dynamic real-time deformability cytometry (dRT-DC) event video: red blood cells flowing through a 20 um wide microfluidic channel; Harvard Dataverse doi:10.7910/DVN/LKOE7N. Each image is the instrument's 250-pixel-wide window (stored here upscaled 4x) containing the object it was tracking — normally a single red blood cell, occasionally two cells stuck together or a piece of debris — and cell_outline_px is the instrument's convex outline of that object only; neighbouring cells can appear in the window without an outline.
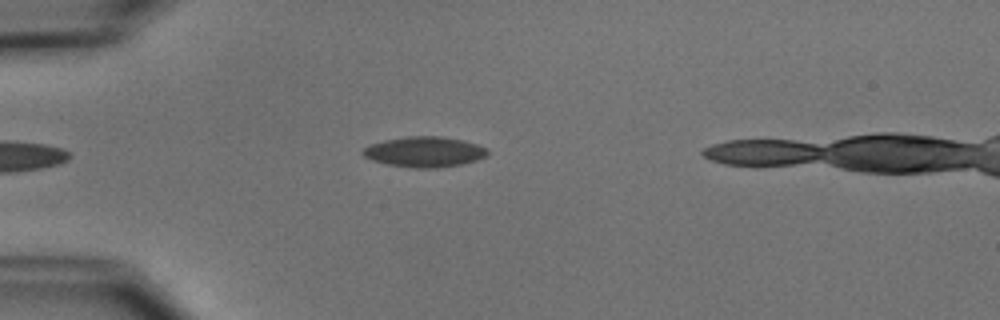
{"species": "common noctule bat (a hibernating species)", "species_latin": "Nyctalus noctula", "temperature_condition": "cold", "stored_images_in_passage": 43, "camera_frame_rate_fps": 3000, "um_per_image_px": 0.085, "animal": {"sex": "male", "body_mass_g": 15.6}, "frame": {"image": 1, "passage_image": 8, "time_ms": 2.333, "image_size_px": [1000, 320], "cell_outline_px": [[488, 156], [476, 160], [460, 164], [436, 168], [412, 168], [388, 164], [372, 160], [364, 156], [360, 152], [368, 144], [384, 140], [408, 136], [440, 136], [464, 140], [488, 148]], "centroid_in_image_um": [36.07, 12.9], "position_along_channel_um": 48.9, "area_um2": 22.2}}
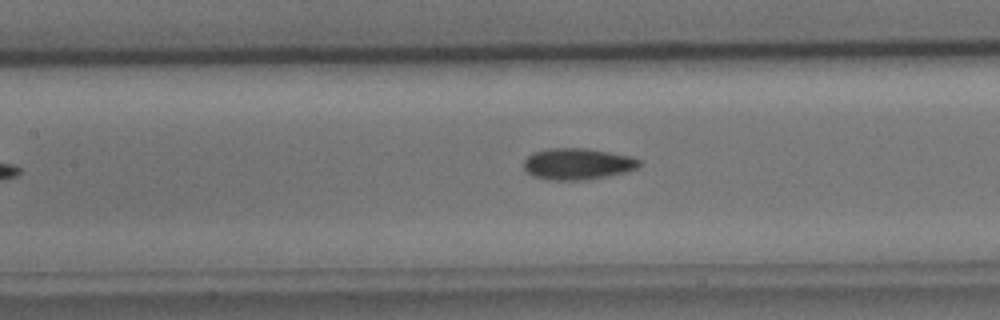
{"frame": {"image": 2, "passage_image": 18, "time_ms": 5.667, "image_size_px": [1000, 320], "cell_outline_px": [[640, 168], [624, 172], [588, 180], [552, 180], [532, 176], [524, 168], [524, 160], [532, 152], [544, 148], [584, 148], [632, 156], [640, 160]], "centroid_in_image_um": [49.08, 13.93], "position_along_channel_um": 158.3, "area_um2": 21.27}}
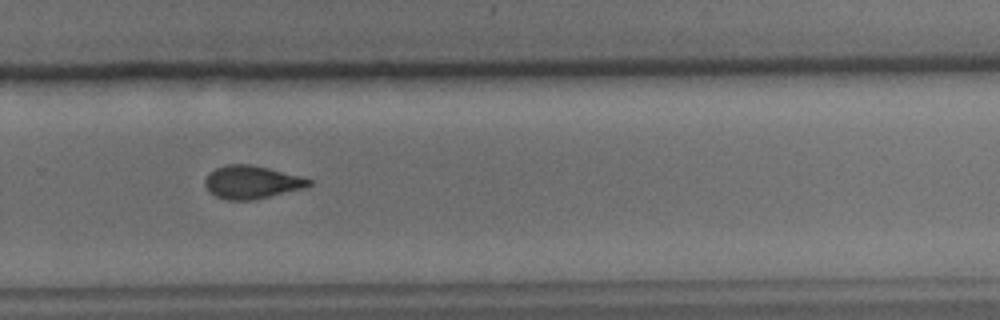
{"frame": {"image": 3, "passage_image": 30, "time_ms": 9.667, "image_size_px": [1000, 320], "cell_outline_px": [[312, 184], [300, 188], [252, 200], [224, 200], [216, 196], [204, 184], [204, 180], [208, 172], [224, 164], [252, 164], [304, 176], [312, 180]], "centroid_in_image_um": [21.37, 15.46], "position_along_channel_um": 308.4, "area_um2": 19.94}}